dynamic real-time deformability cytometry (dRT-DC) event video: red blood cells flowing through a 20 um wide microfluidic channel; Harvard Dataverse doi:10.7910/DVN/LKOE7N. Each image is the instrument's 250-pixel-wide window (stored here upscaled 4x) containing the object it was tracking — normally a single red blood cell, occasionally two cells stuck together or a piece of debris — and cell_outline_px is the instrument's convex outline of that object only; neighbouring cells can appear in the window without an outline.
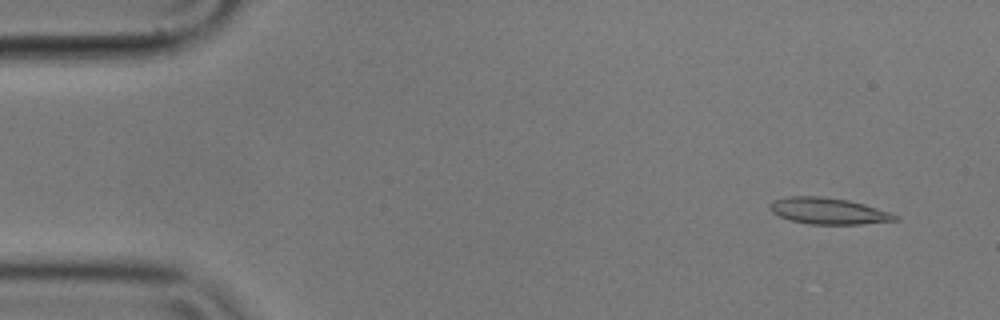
{"species": "common noctule bat (a hibernating species)", "species_latin": "Nyctalus noctula", "temperature_condition": "cold", "stored_images_in_passage": 55, "camera_frame_rate_fps": 3000, "um_per_image_px": 0.085, "animal": {"sex": "male", "body_mass_g": 17.9}, "frame": {"image": 1, "passage_image": 4, "time_ms": 1.0, "image_size_px": [1000, 320], "cell_outline_px": [[900, 220], [860, 224], [808, 224], [792, 220], [780, 216], [772, 212], [772, 204], [776, 200], [788, 196], [820, 196], [848, 200], [864, 204], [892, 212], [900, 216]], "centroid_in_image_um": [70.51, 17.94], "position_along_channel_um": 14.5, "area_um2": 19.07}}
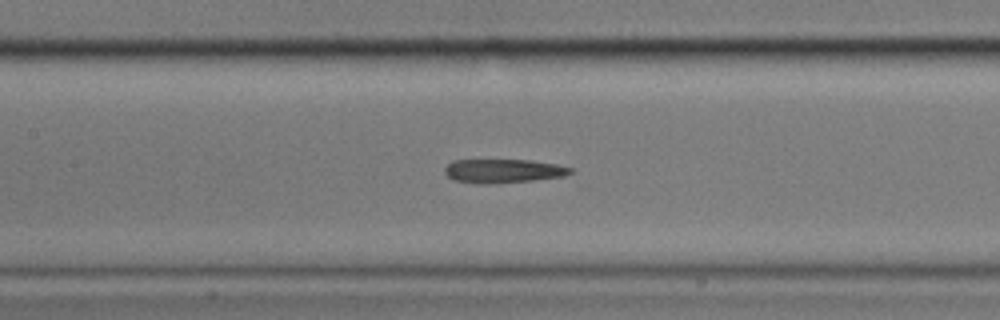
{"frame": {"image": 2, "passage_image": 25, "time_ms": 8.0, "image_size_px": [1000, 320], "cell_outline_px": [[576, 172], [572, 176], [496, 184], [476, 184], [452, 180], [444, 172], [444, 168], [452, 160], [532, 160], [556, 164], [572, 168]], "centroid_in_image_um": [42.84, 14.55], "position_along_channel_um": 164.6, "area_um2": 18.03}}
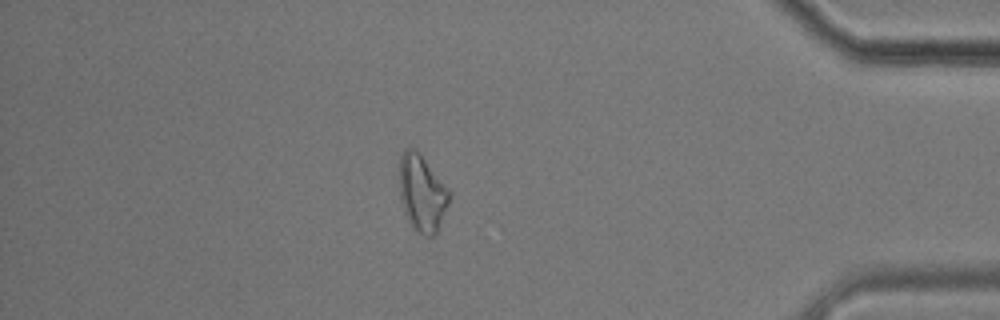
{"frame": {"image": 3, "passage_image": 48, "time_ms": 15.667, "image_size_px": [1000, 320], "cell_outline_px": [[452, 192], [448, 204], [436, 232], [432, 236], [424, 236], [412, 228], [404, 212], [400, 196], [400, 156], [404, 148], [412, 148], [420, 152]], "centroid_in_image_um": [35.88, 16.39], "position_along_channel_um": 399.3, "area_um2": 22.37}, "authors_computed_cell_mechanics": {"area_um2": 18.9006, "velocity_mm_per_s": 3.5627, "shape_relaxation_time_tau1_ms": null, "shape_relaxation_time_tau2_ms": 8.4889, "deformation_change_tau1": null, "deformation_change_tau2": 0.2131}}